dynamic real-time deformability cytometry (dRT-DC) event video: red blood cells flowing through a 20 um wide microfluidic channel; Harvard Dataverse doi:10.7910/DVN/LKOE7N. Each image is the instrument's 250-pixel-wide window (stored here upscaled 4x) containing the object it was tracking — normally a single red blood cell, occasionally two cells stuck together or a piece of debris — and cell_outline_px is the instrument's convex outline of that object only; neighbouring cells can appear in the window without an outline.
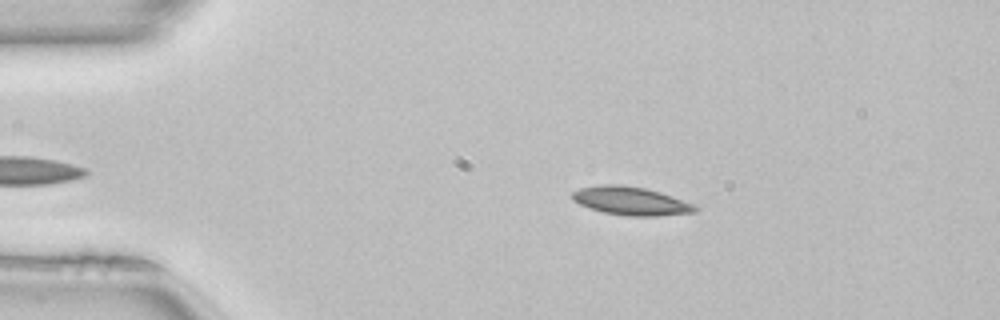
{"species": "common noctule bat (a hibernating species)", "species_latin": "Nyctalus noctula", "temperature_condition": "room temperature", "stored_images_in_passage": 41, "camera_frame_rate_fps": 3000, "um_per_image_px": 0.085, "animal": {"sex": "female", "body_mass_g": 22.7, "forearm_length_mm": 54.2}, "frame": {"image": 1, "passage_image": 7, "time_ms": 2.0, "image_size_px": [1000, 320], "cell_outline_px": [[700, 208], [696, 212], [656, 216], [628, 216], [604, 212], [580, 204], [572, 200], [572, 192], [580, 188], [600, 184], [620, 184], [644, 188], [660, 192], [696, 204]], "centroid_in_image_um": [53.66, 17.07], "position_along_channel_um": 31.3, "area_um2": 20.35}}
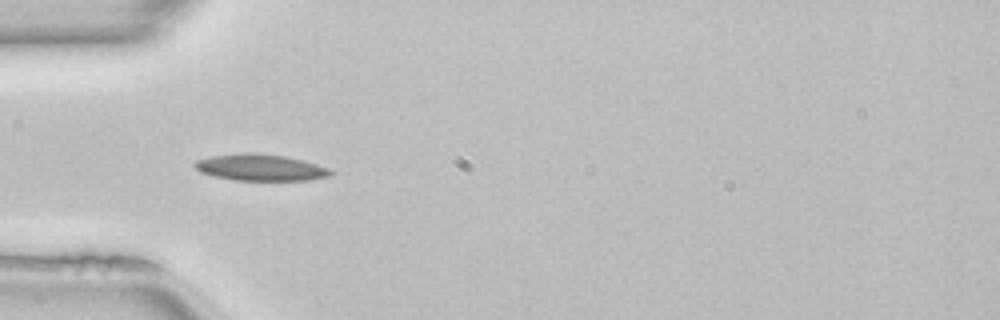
{"frame": {"image": 2, "passage_image": 13, "time_ms": 4.0, "image_size_px": [1000, 320], "cell_outline_px": [[336, 172], [328, 176], [308, 180], [232, 180], [200, 172], [192, 164], [196, 160], [212, 156], [244, 152], [252, 152], [284, 156], [304, 160], [328, 168]], "centroid_in_image_um": [22.14, 14.23], "position_along_channel_um": 62.9, "area_um2": 20.98}}
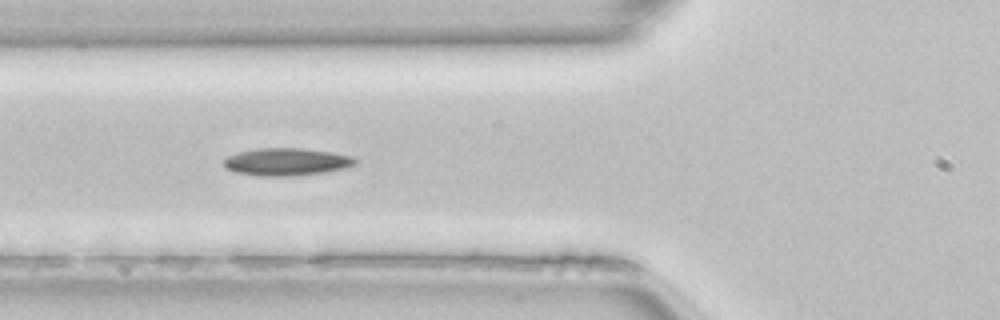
{"frame": {"image": 3, "passage_image": 16, "time_ms": 5.0, "image_size_px": [1000, 320], "cell_outline_px": [[356, 164], [348, 168], [324, 172], [288, 176], [260, 176], [236, 172], [228, 168], [224, 164], [224, 160], [228, 156], [240, 152], [256, 148], [300, 148], [332, 152], [352, 156], [356, 160]], "centroid_in_image_um": [24.4, 13.75], "position_along_channel_um": 101.4, "area_um2": 20.92}}